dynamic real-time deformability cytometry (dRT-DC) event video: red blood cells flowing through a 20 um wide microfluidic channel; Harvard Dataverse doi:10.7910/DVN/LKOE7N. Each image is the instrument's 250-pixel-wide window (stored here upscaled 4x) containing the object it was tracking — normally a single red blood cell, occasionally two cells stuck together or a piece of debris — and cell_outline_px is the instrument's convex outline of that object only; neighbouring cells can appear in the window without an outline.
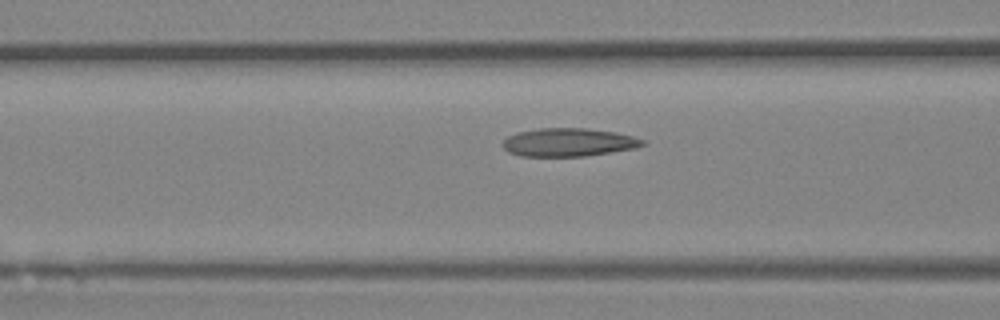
{"species": "Egyptian fruit bat (a non-hibernating species)", "species_latin": "Rousettus aegyptiacus", "temperature_condition": "room temperature", "stored_images_in_passage": 36, "camera_frame_rate_fps": 3000, "um_per_image_px": 0.085, "animal": {"sex": "female"}, "frame": {"image": 1, "passage_image": 14, "time_ms": 4.333, "image_size_px": [1000, 320], "cell_outline_px": [[648, 144], [636, 148], [584, 156], [520, 156], [508, 152], [500, 144], [508, 136], [516, 132], [540, 128], [584, 128], [616, 132], [632, 136], [644, 140]], "centroid_in_image_um": [48.31, 12.09], "position_along_channel_um": 118.3, "area_um2": 23.12}}
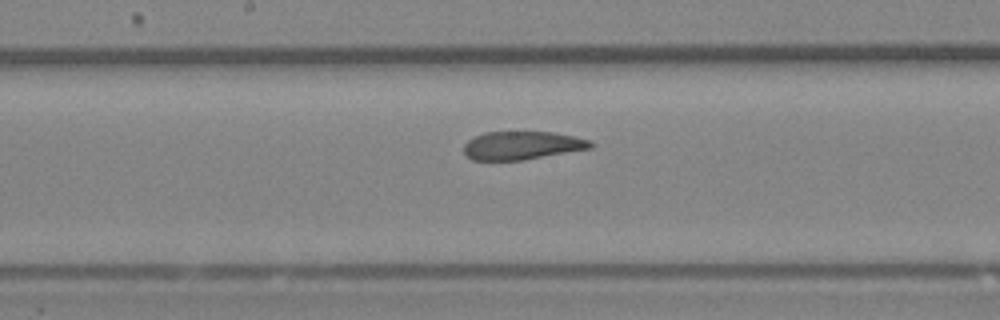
{"frame": {"image": 2, "passage_image": 20, "time_ms": 6.333, "image_size_px": [1000, 320], "cell_outline_px": [[596, 144], [592, 148], [524, 160], [472, 160], [464, 152], [464, 144], [472, 136], [484, 132], [552, 132], [592, 140]], "centroid_in_image_um": [44.39, 12.36], "position_along_channel_um": 203.8, "area_um2": 21.04}}
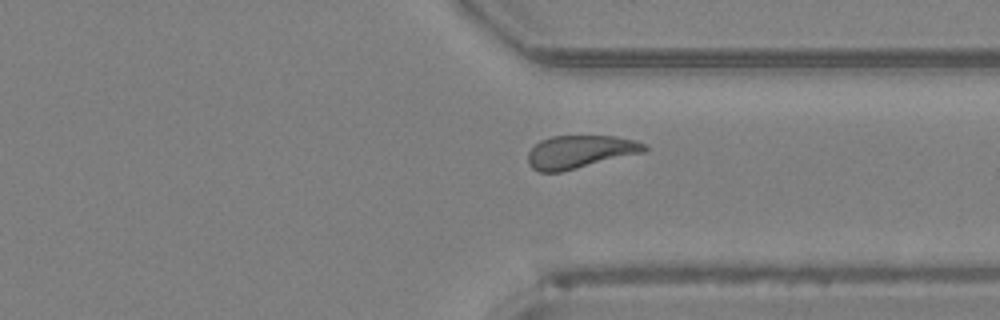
{"frame": {"image": 3, "passage_image": 31, "time_ms": 10.0, "image_size_px": [1000, 320], "cell_outline_px": [[648, 148], [644, 152], [560, 172], [540, 172], [532, 168], [528, 164], [528, 152], [540, 140], [552, 136], [616, 136], [636, 140], [648, 144]], "centroid_in_image_um": [49.31, 12.89], "position_along_channel_um": 362.1, "area_um2": 22.37}}